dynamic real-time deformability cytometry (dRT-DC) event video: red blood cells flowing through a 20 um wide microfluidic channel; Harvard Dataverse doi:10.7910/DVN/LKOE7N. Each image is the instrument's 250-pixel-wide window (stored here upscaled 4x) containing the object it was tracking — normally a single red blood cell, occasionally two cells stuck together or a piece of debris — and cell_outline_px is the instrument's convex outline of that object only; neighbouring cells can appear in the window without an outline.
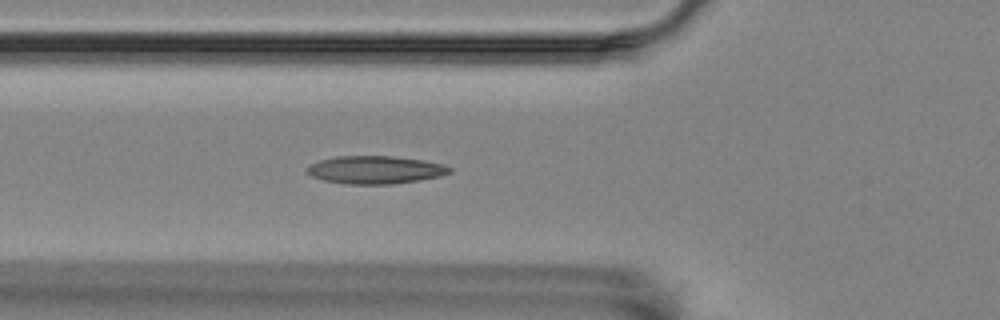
{"species": "Egyptian fruit bat (a non-hibernating species)", "species_latin": "Rousettus aegyptiacus", "temperature_condition": "room temperature", "stored_images_in_passage": 3, "camera_frame_rate_fps": 3000, "um_per_image_px": 0.085, "animal": {"sex": "female"}, "frame": {"image": 1, "passage_image": 3, "time_ms": 0.667, "image_size_px": [1000, 320], "cell_outline_px": [[452, 172], [440, 176], [420, 180], [392, 184], [348, 184], [324, 180], [312, 176], [308, 172], [308, 168], [312, 164], [320, 160], [336, 156], [392, 156], [424, 160], [444, 164], [452, 168]], "centroid_in_image_um": [31.96, 14.43], "position_along_channel_um": 93.8, "area_um2": 23.06}}